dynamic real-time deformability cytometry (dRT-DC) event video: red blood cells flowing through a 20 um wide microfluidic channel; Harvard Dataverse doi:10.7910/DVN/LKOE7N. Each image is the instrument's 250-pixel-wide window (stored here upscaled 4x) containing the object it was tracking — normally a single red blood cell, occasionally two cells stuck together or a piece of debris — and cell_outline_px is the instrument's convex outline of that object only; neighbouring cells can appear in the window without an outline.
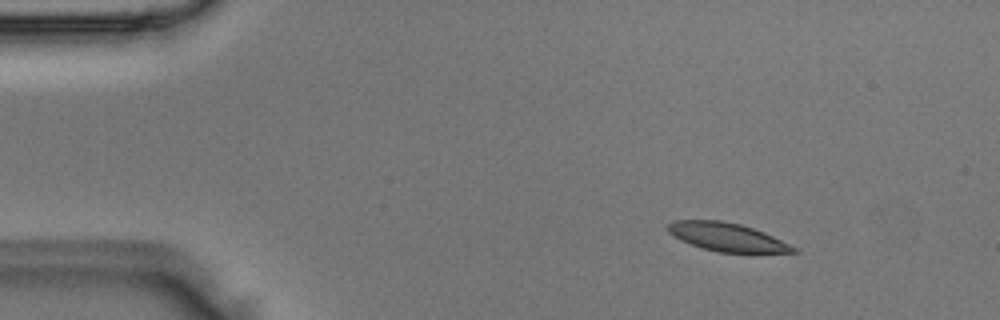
{"species": "Egyptian fruit bat (a non-hibernating species)", "species_latin": "Rousettus aegyptiacus", "temperature_condition": "room temperature", "stored_images_in_passage": 4, "camera_frame_rate_fps": 3000, "um_per_image_px": 0.085, "animal": {"sex": "male"}, "frame": {"image": 1, "passage_image": 2, "time_ms": 0.333, "image_size_px": [1000, 320], "cell_outline_px": [[800, 252], [716, 252], [700, 248], [680, 240], [668, 232], [668, 224], [672, 220], [720, 220], [740, 224], [764, 232], [800, 248]], "centroid_in_image_um": [61.81, 20.15], "position_along_channel_um": 23.2, "area_um2": 20.81}}